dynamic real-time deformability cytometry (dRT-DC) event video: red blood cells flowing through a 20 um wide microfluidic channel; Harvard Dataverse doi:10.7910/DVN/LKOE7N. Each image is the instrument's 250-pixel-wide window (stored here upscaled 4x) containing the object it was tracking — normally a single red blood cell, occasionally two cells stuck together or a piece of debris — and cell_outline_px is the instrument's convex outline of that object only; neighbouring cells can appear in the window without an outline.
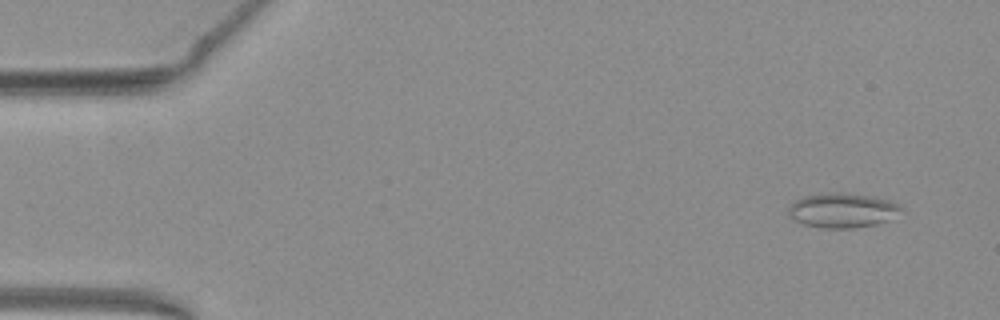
{"species": "common noctule bat (a hibernating species)", "species_latin": "Nyctalus noctula", "temperature_condition": "warm", "stored_images_in_passage": 52, "camera_frame_rate_fps": 3000, "um_per_image_px": 0.085, "animal": {"sex": "female", "body_mass_g": 19.3, "forearm_length_mm": 54.1}, "frame": {"image": 1, "passage_image": 4, "time_ms": 1.0, "image_size_px": [1000, 320], "cell_outline_px": [[904, 208], [884, 220], [876, 224], [852, 228], [820, 228], [804, 224], [796, 220], [788, 212], [788, 204], [804, 196], [828, 192], [836, 192], [868, 196], [888, 200]], "centroid_in_image_um": [71.52, 17.87], "position_along_channel_um": 13.5, "area_um2": 22.2}}
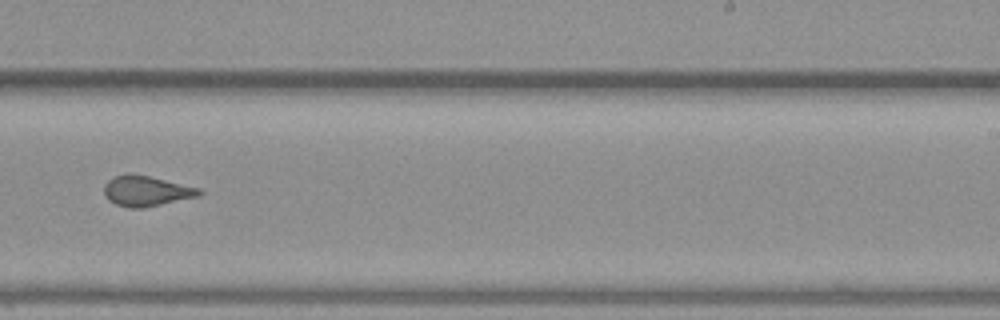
{"frame": {"image": 2, "passage_image": 33, "time_ms": 10.667, "image_size_px": [1000, 320], "cell_outline_px": [[204, 192], [200, 196], [140, 208], [128, 208], [116, 204], [108, 200], [104, 192], [104, 184], [112, 176], [128, 172], [148, 176], [200, 188]], "centroid_in_image_um": [12.41, 16.22], "position_along_channel_um": 276.6, "area_um2": 16.88}}
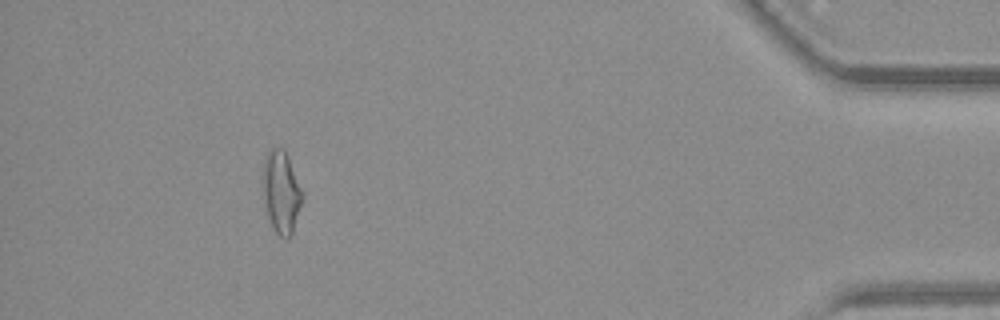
{"frame": {"image": 3, "passage_image": 48, "time_ms": 15.667, "image_size_px": [1000, 320], "cell_outline_px": [[304, 196], [292, 232], [288, 240], [284, 240], [272, 228], [264, 204], [264, 160], [268, 152], [272, 148], [284, 148], [288, 156]], "centroid_in_image_um": [23.92, 16.36], "position_along_channel_um": 411.3, "area_um2": 18.67}, "authors_computed_cell_mechanics": {"area_um2": 17.7735, "velocity_mm_per_s": 3.9474, "shape_relaxation_time_tau1_ms": null, "shape_relaxation_time_tau2_ms": 1.7648, "deformation_change_tau1": null, "deformation_change_tau2": 0.0811}}